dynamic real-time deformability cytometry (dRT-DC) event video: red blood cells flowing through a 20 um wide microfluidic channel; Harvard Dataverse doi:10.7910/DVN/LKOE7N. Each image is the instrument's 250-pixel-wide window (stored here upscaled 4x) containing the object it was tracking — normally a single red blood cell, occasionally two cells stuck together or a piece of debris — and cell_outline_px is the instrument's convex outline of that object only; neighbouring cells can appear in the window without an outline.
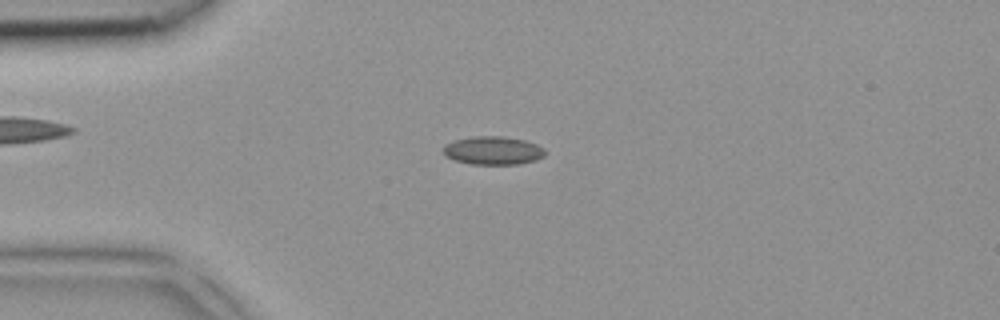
{"species": "common noctule bat (a hibernating species)", "species_latin": "Nyctalus noctula", "temperature_condition": "room temperature", "stored_images_in_passage": 3, "camera_frame_rate_fps": 3000, "um_per_image_px": 0.085, "animal": {"sex": "female", "body_mass_g": 18.4}, "frame": {"image": 1, "passage_image": 3, "time_ms": 0.667, "image_size_px": [1000, 320], "cell_outline_px": [[548, 152], [544, 156], [536, 160], [516, 164], [472, 164], [456, 160], [444, 156], [444, 144], [456, 140], [472, 136], [500, 136], [524, 140], [536, 144], [544, 148]], "centroid_in_image_um": [41.93, 12.79], "position_along_channel_um": 43.1, "area_um2": 16.76}}